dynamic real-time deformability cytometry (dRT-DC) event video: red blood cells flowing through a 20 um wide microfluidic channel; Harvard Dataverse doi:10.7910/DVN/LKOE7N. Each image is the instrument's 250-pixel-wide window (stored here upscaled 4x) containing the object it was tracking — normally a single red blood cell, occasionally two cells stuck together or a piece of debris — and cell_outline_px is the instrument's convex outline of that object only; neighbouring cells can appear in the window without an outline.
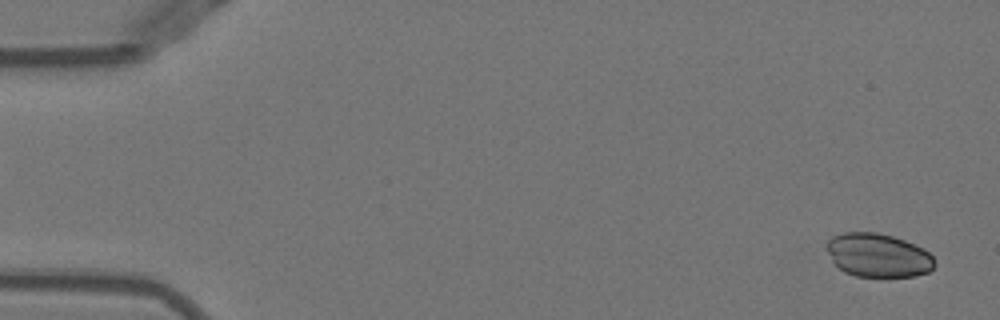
{"species": "Egyptian fruit bat (a non-hibernating species)", "species_latin": "Rousettus aegyptiacus", "temperature_condition": "warm", "stored_images_in_passage": 51, "camera_frame_rate_fps": 3000, "um_per_image_px": 0.085, "animal": {"sex": "female"}, "frame": {"image": 1, "passage_image": 2, "time_ms": 0.333, "image_size_px": [1000, 320], "cell_outline_px": [[936, 264], [928, 272], [916, 276], [856, 276], [844, 272], [832, 260], [828, 252], [828, 240], [832, 236], [844, 232], [876, 232], [892, 236], [904, 240], [924, 248], [932, 256]], "centroid_in_image_um": [74.65, 21.69], "position_along_channel_um": 10.3, "area_um2": 27.28}}
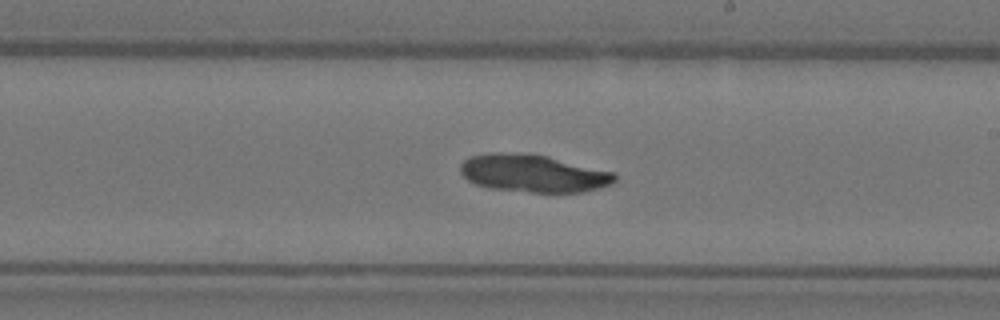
{"frame": {"image": 2, "passage_image": 30, "time_ms": 9.667, "image_size_px": [1000, 320], "cell_outline_px": [[616, 180], [600, 188], [584, 192], [532, 192], [488, 188], [476, 184], [468, 180], [460, 172], [460, 164], [468, 156], [488, 152], [532, 152], [616, 172]], "centroid_in_image_um": [45.31, 14.71], "position_along_channel_um": 243.7, "area_um2": 34.45}}
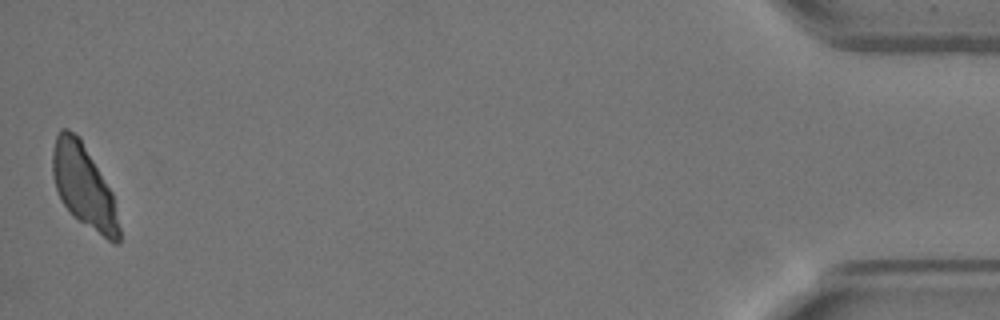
{"frame": {"image": 3, "passage_image": 51, "time_ms": 16.667, "image_size_px": [1000, 320], "cell_outline_px": [[120, 244], [116, 244], [108, 240], [72, 216], [60, 200], [56, 188], [52, 172], [52, 152], [56, 136], [60, 128], [68, 128], [80, 136], [112, 192], [120, 228]], "centroid_in_image_um": [7.11, 15.81], "position_along_channel_um": 428.1, "area_um2": 32.31}}